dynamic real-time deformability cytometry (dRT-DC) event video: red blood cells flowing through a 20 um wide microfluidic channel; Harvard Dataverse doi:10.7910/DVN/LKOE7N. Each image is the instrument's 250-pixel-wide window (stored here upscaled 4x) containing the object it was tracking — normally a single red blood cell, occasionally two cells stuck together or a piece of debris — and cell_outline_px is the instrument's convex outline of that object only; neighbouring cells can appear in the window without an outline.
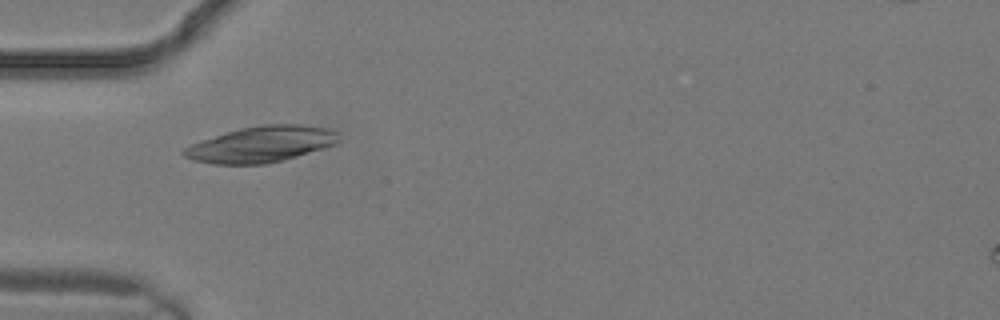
{"species": "common noctule bat (a hibernating species)", "species_latin": "Nyctalus noctula", "temperature_condition": "warm", "stored_images_in_passage": 12, "camera_frame_rate_fps": 3000, "um_per_image_px": 0.085, "animal": {"sex": "male", "body_mass_g": 19.2, "forearm_length_mm": 51.8}, "frame": {"image": 1, "passage_image": 9, "time_ms": 2.667, "image_size_px": [1000, 320], "cell_outline_px": [[340, 140], [336, 144], [324, 148], [284, 160], [268, 164], [212, 164], [192, 160], [184, 156], [180, 152], [184, 148], [192, 144], [240, 128], [264, 124], [300, 124], [328, 128], [340, 132]], "centroid_in_image_um": [22.26, 12.27], "position_along_channel_um": 62.7, "area_um2": 32.54}}
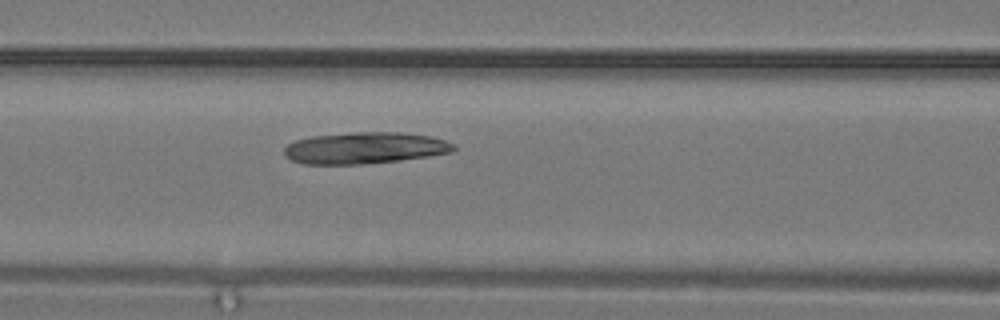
{"frame": {"image": 2, "passage_image": 12, "time_ms": 3.667, "image_size_px": [1000, 320], "cell_outline_px": [[456, 148], [452, 152], [428, 156], [400, 160], [360, 164], [304, 164], [292, 160], [284, 156], [284, 148], [288, 144], [296, 140], [312, 136], [356, 132], [400, 132], [432, 136], [456, 144]], "centroid_in_image_um": [31.02, 12.57], "position_along_channel_um": 135.6, "area_um2": 31.15}}